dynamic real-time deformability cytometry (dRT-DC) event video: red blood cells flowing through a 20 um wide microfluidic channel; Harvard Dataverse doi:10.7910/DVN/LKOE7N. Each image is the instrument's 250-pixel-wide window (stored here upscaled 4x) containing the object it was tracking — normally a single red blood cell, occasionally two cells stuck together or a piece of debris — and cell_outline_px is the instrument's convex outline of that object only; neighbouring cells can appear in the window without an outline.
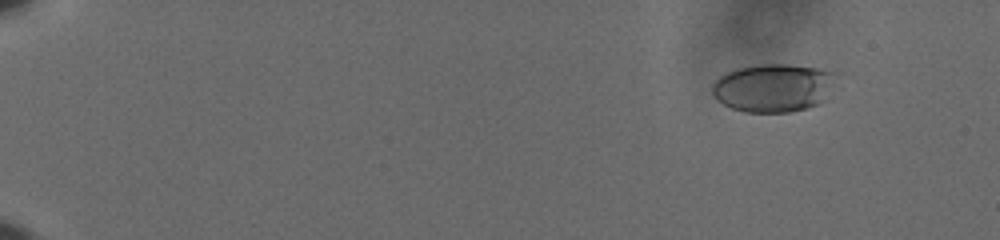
{"species": "human", "species_latin": "Homo sapiens", "temperature_condition": "cold", "stored_images_in_passage": 55, "camera_frame_rate_fps": 3000, "um_per_image_px": 0.085, "donor": {"sex": "male"}, "frame": {"image": 1, "passage_image": 2, "time_ms": 0.333, "image_size_px": [1000, 240], "cell_outline_px": [[832, 72], [828, 100], [820, 104], [808, 108], [788, 112], [744, 112], [732, 108], [716, 100], [712, 92], [712, 84], [720, 76], [736, 68], [760, 64], [788, 64], [816, 68]], "centroid_in_image_um": [65.69, 7.48], "position_along_channel_um": 19.3, "area_um2": 34.62}}
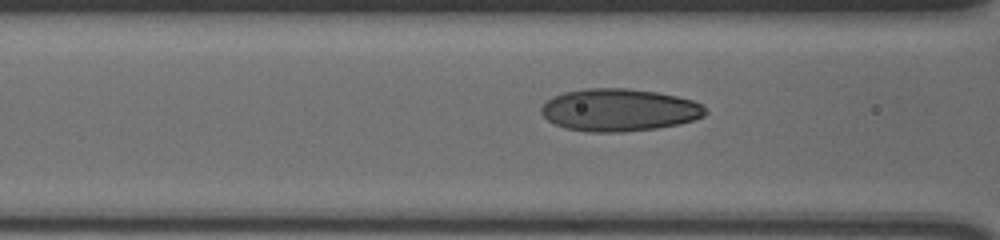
{"frame": {"image": 2, "passage_image": 23, "time_ms": 7.333, "image_size_px": [1000, 240], "cell_outline_px": [[708, 112], [704, 116], [680, 124], [656, 128], [624, 132], [592, 132], [564, 128], [548, 120], [540, 112], [540, 108], [552, 96], [564, 92], [584, 88], [628, 88], [656, 92], [676, 96], [692, 100], [704, 104]], "centroid_in_image_um": [52.64, 9.34], "position_along_channel_um": 114.0, "area_um2": 40.81}}
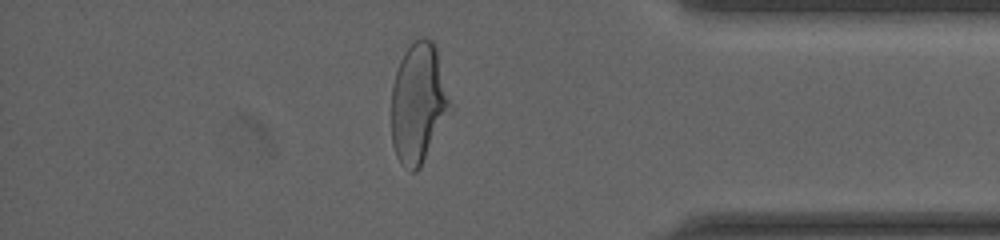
{"frame": {"image": 3, "passage_image": 48, "time_ms": 15.667, "image_size_px": [1000, 240], "cell_outline_px": [[448, 104], [420, 168], [416, 172], [412, 172], [396, 156], [392, 144], [392, 84], [400, 60], [404, 52], [420, 36], [424, 36], [432, 40], [436, 48], [448, 100]], "centroid_in_image_um": [35.46, 8.71], "position_along_channel_um": 399.7, "area_um2": 38.9}, "authors_computed_cell_mechanics": {"area_um2": 38.726, "velocity_mm_per_s": 3.6334, "shape_relaxation_time_tau1_ms": 4.1734, "shape_relaxation_time_tau2_ms": 0.6898, "deformation_change_tau1": 0.1891, "deformation_change_tau2": 0.06}}